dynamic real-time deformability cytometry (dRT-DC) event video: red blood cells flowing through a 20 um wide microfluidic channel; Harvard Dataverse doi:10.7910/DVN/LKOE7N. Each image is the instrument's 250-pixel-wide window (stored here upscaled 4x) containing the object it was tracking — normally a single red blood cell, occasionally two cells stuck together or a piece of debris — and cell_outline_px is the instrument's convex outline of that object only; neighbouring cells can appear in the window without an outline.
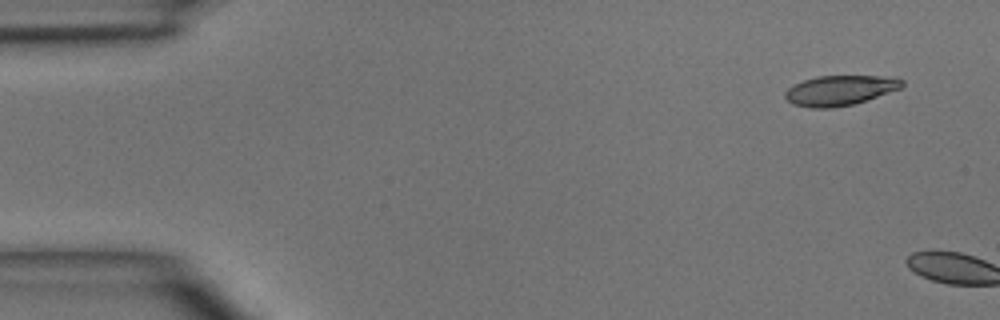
{"species": "common noctule bat (a hibernating species)", "species_latin": "Nyctalus noctula", "temperature_condition": "room temperature", "stored_images_in_passage": 2, "camera_frame_rate_fps": 3000, "um_per_image_px": 0.085, "animal": {"sex": "male", "body_mass_g": 15.6}, "frame": {"image": 1, "passage_image": 1, "time_ms": 0.0, "image_size_px": [1000, 320], "cell_outline_px": [[904, 84], [900, 88], [852, 104], [832, 108], [812, 108], [792, 104], [784, 96], [784, 92], [792, 84], [816, 76], [896, 76], [904, 80]], "centroid_in_image_um": [71.36, 7.66], "position_along_channel_um": 13.6, "area_um2": 20.4}}